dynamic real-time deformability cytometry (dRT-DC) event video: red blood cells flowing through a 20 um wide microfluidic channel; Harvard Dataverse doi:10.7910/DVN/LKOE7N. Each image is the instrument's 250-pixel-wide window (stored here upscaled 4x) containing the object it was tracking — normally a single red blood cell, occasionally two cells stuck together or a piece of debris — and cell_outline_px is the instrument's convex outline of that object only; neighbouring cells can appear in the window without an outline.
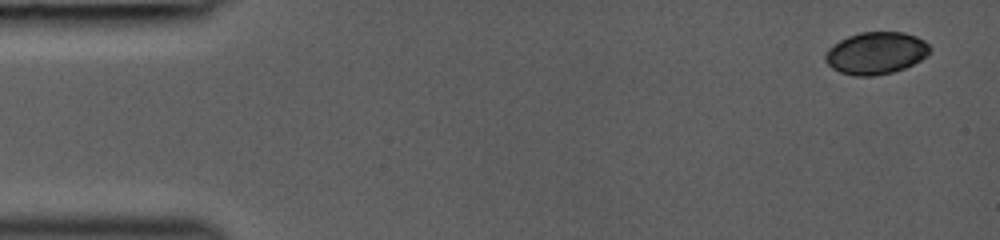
{"species": "common noctule bat (a hibernating species)", "species_latin": "Nyctalus noctula", "temperature_condition": "room temperature", "stored_images_in_passage": 39, "camera_frame_rate_fps": 3000, "um_per_image_px": 0.085, "animal": {"sex": "female", "body_mass_g": 19.0, "forearm_length_mm": 53.3}, "frame": {"image": 1, "passage_image": 1, "time_ms": 0.0, "image_size_px": [1000, 240], "cell_outline_px": [[932, 48], [920, 60], [904, 68], [892, 72], [872, 76], [856, 76], [840, 72], [832, 68], [824, 60], [824, 56], [828, 48], [832, 44], [848, 36], [860, 32], [904, 32], [916, 36], [924, 40]], "centroid_in_image_um": [74.43, 4.5], "position_along_channel_um": 10.6, "area_um2": 25.66}}
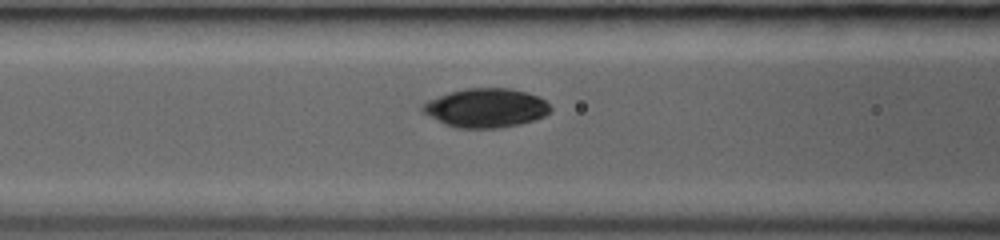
{"frame": {"image": 2, "passage_image": 23, "time_ms": 5.667, "image_size_px": [1000, 240], "cell_outline_px": [[552, 108], [544, 116], [520, 124], [500, 128], [456, 128], [444, 124], [424, 112], [420, 108], [420, 104], [428, 100], [464, 88], [512, 88], [536, 96], [544, 100]], "centroid_in_image_um": [41.28, 9.18], "position_along_channel_um": 125.3, "area_um2": 28.84}}
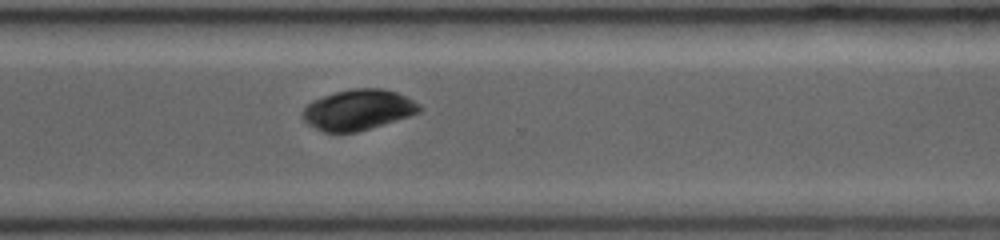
{"frame": {"image": 3, "passage_image": 39, "time_ms": 10.667, "image_size_px": [1000, 240], "cell_outline_px": [[424, 108], [420, 112], [396, 120], [356, 132], [324, 132], [308, 124], [300, 116], [304, 108], [312, 100], [336, 92], [352, 88], [384, 88], [396, 92], [420, 104]], "centroid_in_image_um": [30.43, 9.32], "position_along_channel_um": 340.2, "area_um2": 27.46}}